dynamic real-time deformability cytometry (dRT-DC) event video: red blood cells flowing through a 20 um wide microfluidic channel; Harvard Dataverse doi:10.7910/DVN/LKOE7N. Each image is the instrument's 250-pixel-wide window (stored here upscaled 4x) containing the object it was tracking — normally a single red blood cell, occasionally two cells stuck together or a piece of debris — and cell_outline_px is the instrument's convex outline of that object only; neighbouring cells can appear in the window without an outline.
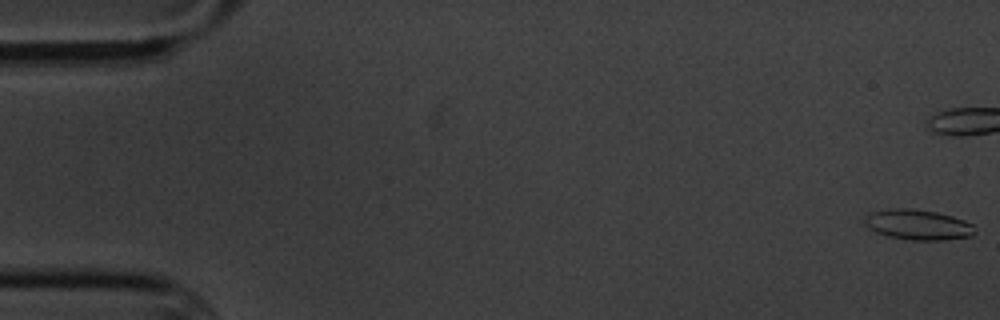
{"species": "common noctule bat (a hibernating species)", "species_latin": "Nyctalus noctula", "temperature_condition": "cold", "stored_images_in_passage": 13, "camera_frame_rate_fps": 3000, "um_per_image_px": 0.085, "animal": {"sex": "male", "body_mass_g": 20.1, "forearm_length_mm": 53.5}, "frame": {"image": 1, "passage_image": 1, "time_ms": 0.0, "image_size_px": [1000, 320], "cell_outline_px": [[976, 232], [972, 236], [944, 240], [912, 240], [888, 236], [876, 232], [868, 228], [864, 224], [864, 220], [868, 212], [892, 208], [912, 208], [936, 212], [952, 216], [964, 220], [972, 224]], "centroid_in_image_um": [78.01, 19.09], "position_along_channel_um": 7.0, "area_um2": 19.59}}
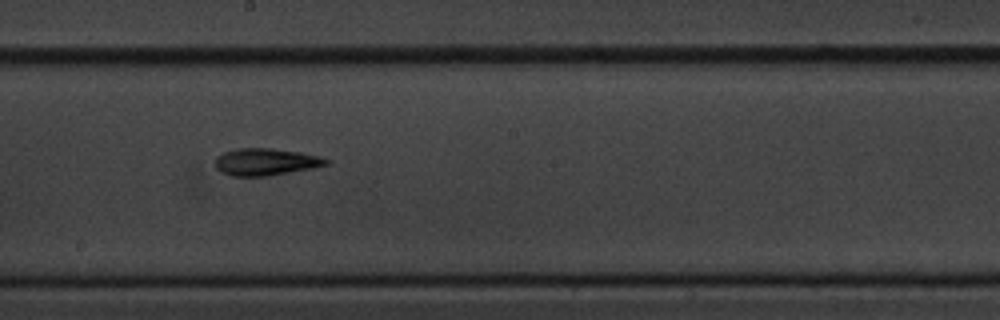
{"frame": {"image": 2, "passage_image": 10, "time_ms": 11.333, "image_size_px": [1000, 320], "cell_outline_px": [[332, 160], [328, 164], [312, 168], [268, 176], [232, 176], [220, 172], [216, 168], [216, 156], [224, 152], [236, 148], [272, 148], [300, 152], [320, 156]], "centroid_in_image_um": [22.59, 13.75], "position_along_channel_um": 225.6, "area_um2": 17.63}}
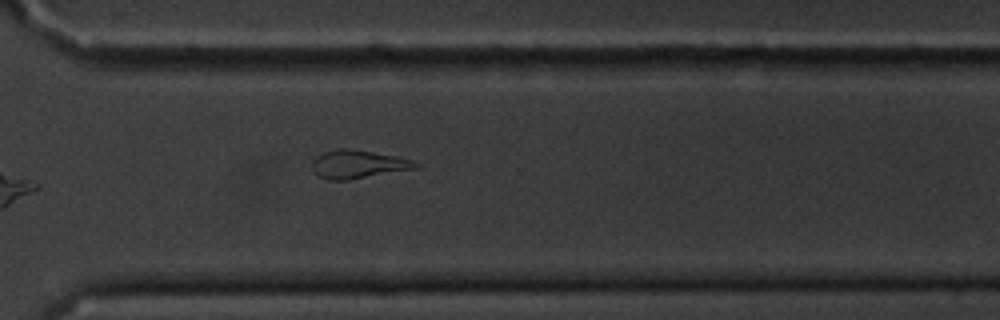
{"frame": {"image": 3, "passage_image": 13, "time_ms": 14.667, "image_size_px": [1000, 320], "cell_outline_px": [[420, 168], [348, 180], [328, 180], [320, 176], [312, 168], [312, 160], [316, 156], [324, 152], [372, 152], [396, 156], [412, 160], [420, 164]], "centroid_in_image_um": [30.51, 14.02], "position_along_channel_um": 340.1, "area_um2": 16.24}}